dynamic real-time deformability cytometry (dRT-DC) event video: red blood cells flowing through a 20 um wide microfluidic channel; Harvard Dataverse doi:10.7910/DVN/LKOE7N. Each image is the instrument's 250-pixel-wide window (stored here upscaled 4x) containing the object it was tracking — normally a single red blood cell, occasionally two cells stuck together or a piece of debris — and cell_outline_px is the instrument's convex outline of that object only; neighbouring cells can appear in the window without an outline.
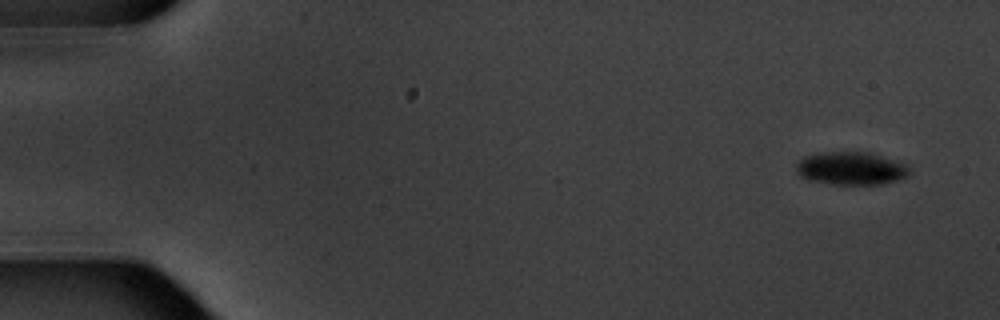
{"species": "common noctule bat (a hibernating species)", "species_latin": "Nyctalus noctula", "temperature_condition": "warm", "stored_images_in_passage": 6, "camera_frame_rate_fps": 3000, "um_per_image_px": 0.085, "animal": {"sex": "male", "body_mass_g": 20.1, "forearm_length_mm": 53.5}, "frame": {"image": 1, "passage_image": 1, "time_ms": 0.0, "image_size_px": [1000, 320], "cell_outline_px": [[912, 172], [896, 180], [880, 184], [832, 184], [808, 180], [800, 176], [796, 172], [796, 164], [804, 156], [820, 152], [868, 152], [904, 164]], "centroid_in_image_um": [72.26, 14.31], "position_along_channel_um": 12.7, "area_um2": 21.5}}
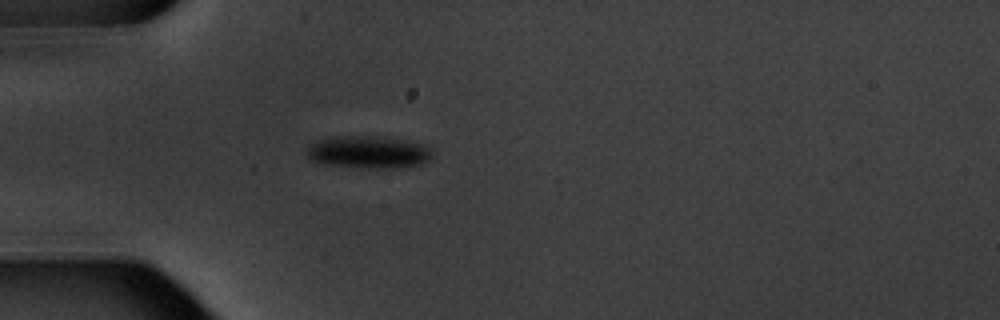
{"frame": {"image": 2, "passage_image": 5, "time_ms": 4.667, "image_size_px": [1000, 320], "cell_outline_px": [[432, 156], [428, 160], [420, 164], [408, 168], [372, 168], [316, 164], [308, 160], [304, 148], [308, 144], [332, 136], [376, 136], [408, 140], [420, 144], [428, 148], [432, 152]], "centroid_in_image_um": [31.23, 12.94], "position_along_channel_um": 53.8, "area_um2": 24.28}}